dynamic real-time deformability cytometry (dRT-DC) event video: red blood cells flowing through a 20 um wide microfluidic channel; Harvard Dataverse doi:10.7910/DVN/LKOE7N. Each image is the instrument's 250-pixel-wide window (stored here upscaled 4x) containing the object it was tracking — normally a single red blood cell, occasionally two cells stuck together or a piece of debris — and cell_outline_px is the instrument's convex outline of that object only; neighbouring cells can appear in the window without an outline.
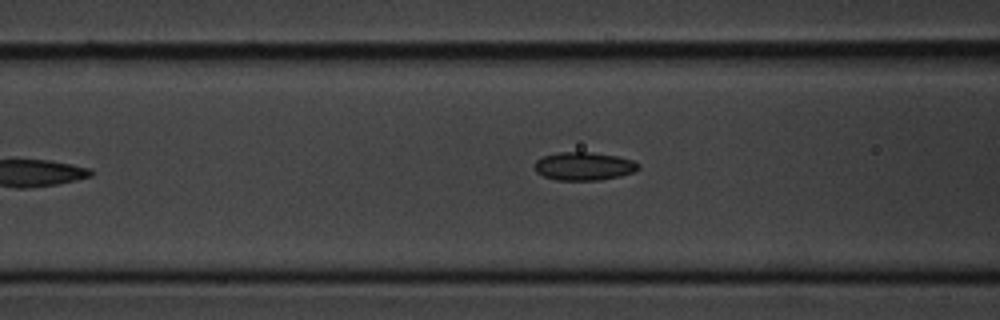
{"species": "common noctule bat (a hibernating species)", "species_latin": "Nyctalus noctula", "temperature_condition": "cold", "stored_images_in_passage": 10, "camera_frame_rate_fps": 3000, "um_per_image_px": 0.085, "animal": {"sex": "male", "body_mass_g": 20.1, "forearm_length_mm": 53.5}, "frame": {"image": 1, "passage_image": 7, "time_ms": 8.0, "image_size_px": [1000, 320], "cell_outline_px": [[640, 168], [632, 172], [620, 176], [600, 180], [556, 180], [544, 176], [536, 172], [536, 160], [544, 156], [556, 152], [592, 152], [616, 156], [632, 160], [640, 164]], "centroid_in_image_um": [49.64, 14.12], "position_along_channel_um": 117.0, "area_um2": 16.99}}
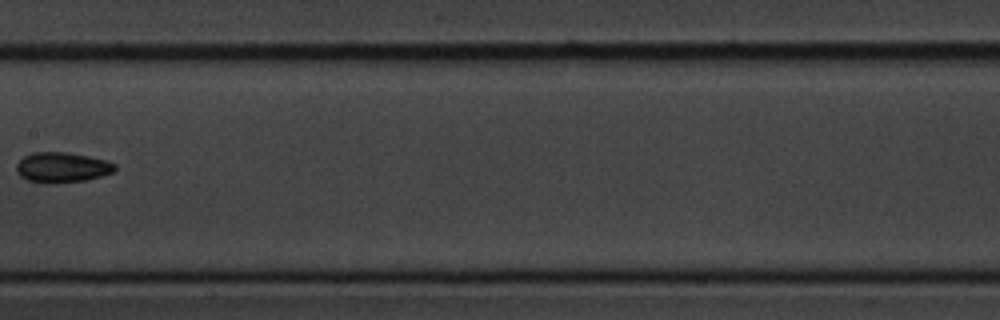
{"frame": {"image": 2, "passage_image": 9, "time_ms": 10.333, "image_size_px": [1000, 320], "cell_outline_px": [[116, 168], [112, 172], [100, 176], [84, 180], [48, 184], [28, 180], [20, 176], [16, 172], [16, 164], [24, 156], [32, 152], [68, 152], [108, 160], [116, 164]], "centroid_in_image_um": [5.26, 14.22], "position_along_channel_um": 202.1, "area_um2": 17.4}}
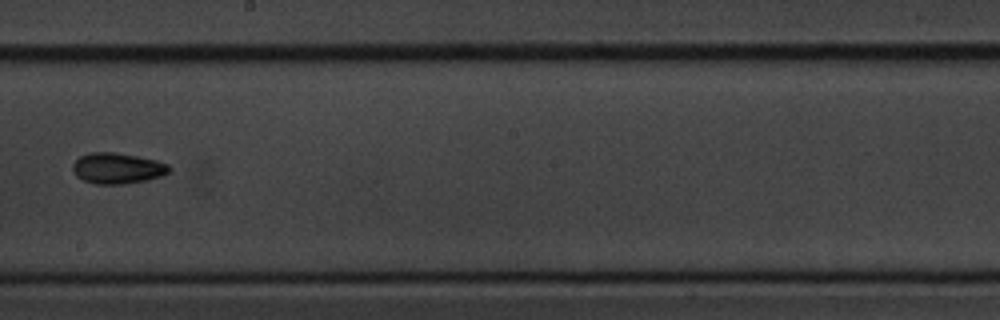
{"frame": {"image": 3, "passage_image": 10, "time_ms": 11.333, "image_size_px": [1000, 320], "cell_outline_px": [[172, 168], [164, 176], [148, 180], [120, 184], [96, 184], [84, 180], [76, 176], [72, 172], [72, 164], [80, 156], [92, 152], [116, 152], [156, 160], [168, 164]], "centroid_in_image_um": [9.99, 14.3], "position_along_channel_um": 238.2, "area_um2": 17.46}}